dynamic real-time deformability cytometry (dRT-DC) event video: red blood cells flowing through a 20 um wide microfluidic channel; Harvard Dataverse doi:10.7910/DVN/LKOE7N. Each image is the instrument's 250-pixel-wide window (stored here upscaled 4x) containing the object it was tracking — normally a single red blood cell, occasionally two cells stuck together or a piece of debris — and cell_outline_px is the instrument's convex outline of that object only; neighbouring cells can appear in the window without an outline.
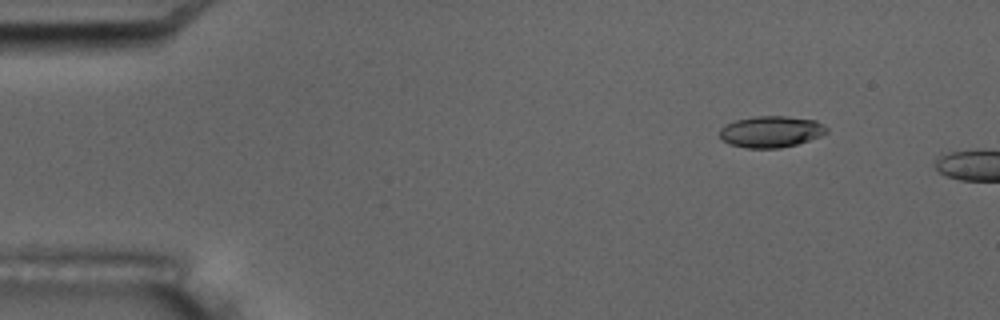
{"species": "common noctule bat (a hibernating species)", "species_latin": "Nyctalus noctula", "temperature_condition": "room temperature", "stored_images_in_passage": 2, "camera_frame_rate_fps": 3000, "um_per_image_px": 0.085, "animal": {"sex": "male", "body_mass_g": 17.5, "forearm_length_mm": 52.3}, "frame": {"image": 1, "passage_image": 1, "time_ms": 0.0, "image_size_px": [1000, 320], "cell_outline_px": [[828, 132], [820, 136], [796, 144], [780, 148], [748, 148], [728, 144], [720, 136], [720, 128], [724, 124], [736, 120], [756, 116], [788, 116], [816, 120], [828, 128]], "centroid_in_image_um": [65.53, 11.18], "position_along_channel_um": 19.5, "area_um2": 19.59}}